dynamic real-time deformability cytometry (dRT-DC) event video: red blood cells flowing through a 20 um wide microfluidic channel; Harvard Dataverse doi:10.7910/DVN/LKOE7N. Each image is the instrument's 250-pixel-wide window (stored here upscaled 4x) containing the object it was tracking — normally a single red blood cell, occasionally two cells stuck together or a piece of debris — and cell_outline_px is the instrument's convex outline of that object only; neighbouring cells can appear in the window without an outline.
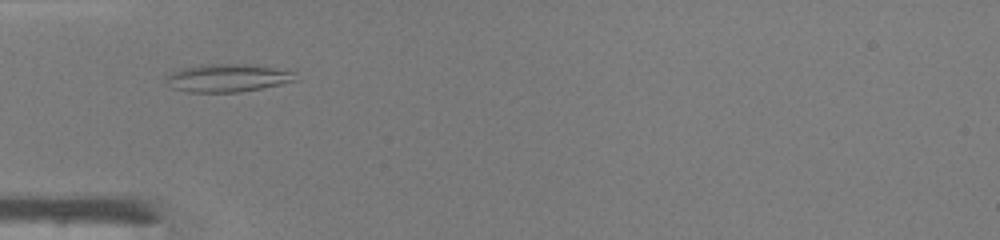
{"species": "common noctule bat (a hibernating species)", "species_latin": "Nyctalus noctula", "temperature_condition": "warm", "stored_images_in_passage": 36, "camera_frame_rate_fps": 3000, "um_per_image_px": 0.085, "animal": {"sex": "male", "body_mass_g": 19.0, "forearm_length_mm": 50.8}, "frame": {"image": 1, "passage_image": 5, "time_ms": 1.333, "image_size_px": [1000, 240], "cell_outline_px": [[300, 80], [240, 92], [188, 92], [172, 88], [164, 80], [172, 72], [180, 68], [208, 64], [240, 64], [272, 68], [296, 72]], "centroid_in_image_um": [19.34, 6.63], "position_along_channel_um": 65.7, "area_um2": 20.92}}
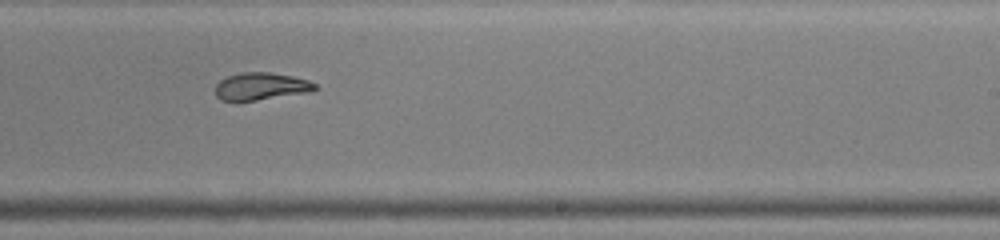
{"frame": {"image": 2, "passage_image": 19, "time_ms": 6.0, "image_size_px": [1000, 240], "cell_outline_px": [[320, 88], [308, 92], [256, 100], [220, 100], [216, 96], [216, 84], [220, 80], [228, 76], [240, 72], [268, 72], [292, 76], [308, 80], [316, 84]], "centroid_in_image_um": [22.19, 7.33], "position_along_channel_um": 266.8, "area_um2": 15.78}}
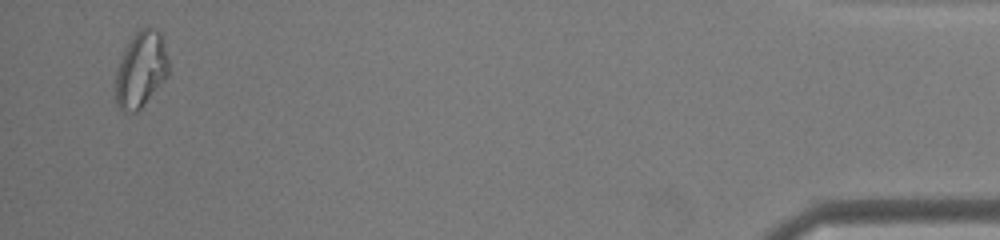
{"frame": {"image": 3, "passage_image": 35, "time_ms": 11.333, "image_size_px": [1000, 240], "cell_outline_px": [[168, 76], [140, 108], [136, 112], [132, 112], [120, 108], [116, 104], [116, 68], [120, 56], [124, 48], [132, 36], [140, 28], [156, 28], [160, 32], [168, 60]], "centroid_in_image_um": [11.96, 5.88], "position_along_channel_um": 423.2, "area_um2": 23.29}, "authors_computed_cell_mechanics": {"area_um2": 17.5423, "velocity_mm_per_s": 4.3503, "shape_relaxation_time_tau1_ms": null, "shape_relaxation_time_tau2_ms": 1.6992, "deformation_change_tau1": null, "deformation_change_tau2": 0.0654}}